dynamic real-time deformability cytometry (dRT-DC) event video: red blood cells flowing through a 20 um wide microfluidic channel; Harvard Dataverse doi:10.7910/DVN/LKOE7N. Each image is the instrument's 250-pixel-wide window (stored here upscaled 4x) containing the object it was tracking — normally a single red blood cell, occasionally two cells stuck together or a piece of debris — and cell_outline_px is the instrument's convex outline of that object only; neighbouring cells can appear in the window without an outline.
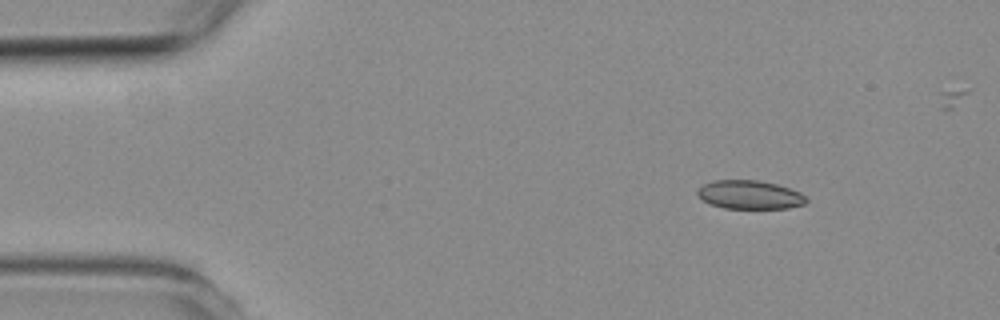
{"species": "common noctule bat (a hibernating species)", "species_latin": "Nyctalus noctula", "temperature_condition": "room temperature", "stored_images_in_passage": 4, "camera_frame_rate_fps": 3000, "um_per_image_px": 0.085, "animal": {"sex": "female", "body_mass_g": 19.3, "forearm_length_mm": 54.1}, "frame": {"image": 1, "passage_image": 2, "time_ms": 1.0, "image_size_px": [1000, 320], "cell_outline_px": [[808, 200], [804, 204], [788, 208], [724, 208], [708, 204], [696, 192], [704, 184], [712, 180], [756, 180], [776, 184], [800, 192]], "centroid_in_image_um": [63.71, 16.55], "position_along_channel_um": 21.3, "area_um2": 17.98}}
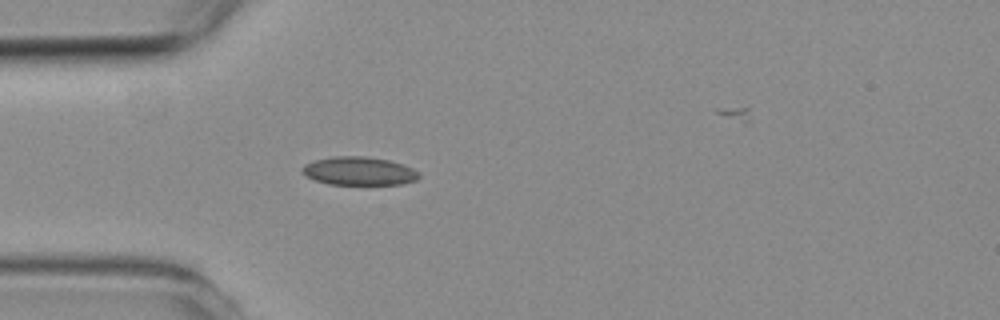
{"frame": {"image": 2, "passage_image": 4, "time_ms": 3.667, "image_size_px": [1000, 320], "cell_outline_px": [[420, 176], [416, 180], [400, 184], [328, 184], [304, 176], [300, 168], [304, 164], [316, 160], [332, 156], [364, 156], [388, 160], [404, 164], [420, 172]], "centroid_in_image_um": [30.5, 14.53], "position_along_channel_um": 54.5, "area_um2": 19.36}}